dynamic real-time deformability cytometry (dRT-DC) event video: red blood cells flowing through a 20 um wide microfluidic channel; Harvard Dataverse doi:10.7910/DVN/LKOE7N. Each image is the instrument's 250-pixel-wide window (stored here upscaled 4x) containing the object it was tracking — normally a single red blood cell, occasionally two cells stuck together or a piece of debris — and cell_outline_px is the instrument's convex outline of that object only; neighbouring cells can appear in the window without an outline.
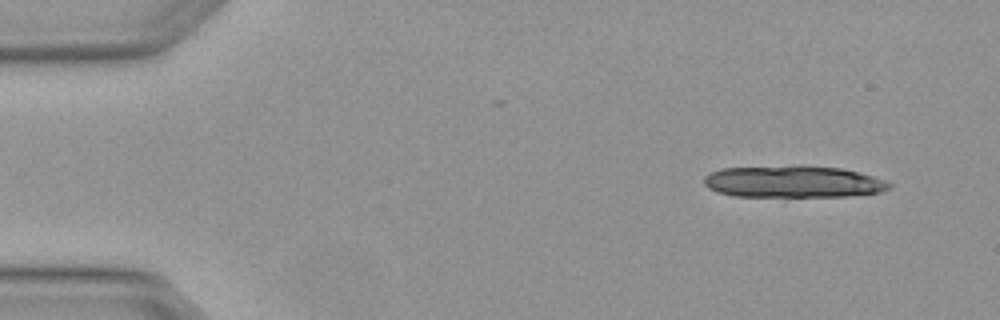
{"species": "Egyptian fruit bat (a non-hibernating species)", "species_latin": "Rousettus aegyptiacus", "temperature_condition": "warm", "stored_images_in_passage": 5, "segment_of_instrument_passage": [1, 2], "camera_frame_rate_fps": 3000, "um_per_image_px": 0.085, "animal": {"sex": "female"}, "frame": {"image": 1, "passage_image": 1, "time_ms": 0.0, "image_size_px": [1000, 320], "cell_outline_px": [[892, 188], [880, 192], [844, 196], [732, 196], [716, 192], [708, 188], [704, 184], [704, 176], [720, 168], [840, 168], [860, 172], [884, 180], [892, 184]], "centroid_in_image_um": [67.42, 15.49], "position_along_channel_um": 17.6, "area_um2": 33.18}}